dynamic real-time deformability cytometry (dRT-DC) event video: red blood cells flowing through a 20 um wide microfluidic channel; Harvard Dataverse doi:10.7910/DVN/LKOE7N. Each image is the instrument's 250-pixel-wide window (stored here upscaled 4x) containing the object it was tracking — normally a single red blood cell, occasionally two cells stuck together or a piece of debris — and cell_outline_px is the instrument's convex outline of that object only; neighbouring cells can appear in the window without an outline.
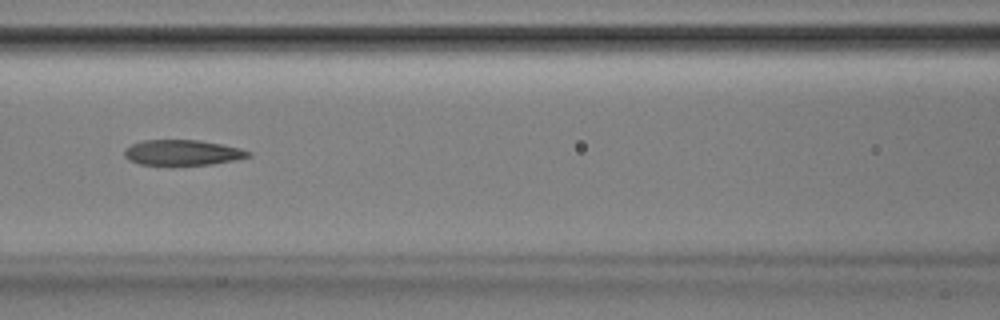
{"species": "Egyptian fruit bat (a non-hibernating species)", "species_latin": "Rousettus aegyptiacus", "temperature_condition": "room temperature", "stored_images_in_passage": 37, "camera_frame_rate_fps": 3000, "um_per_image_px": 0.085, "animal": {"sex": "male"}, "frame": {"image": 1, "passage_image": 11, "time_ms": 3.333, "image_size_px": [1000, 320], "cell_outline_px": [[252, 156], [212, 164], [140, 164], [128, 160], [124, 156], [124, 148], [140, 140], [200, 140], [240, 148], [252, 152]], "centroid_in_image_um": [15.48, 12.95], "position_along_channel_um": 151.1, "area_um2": 18.21}}
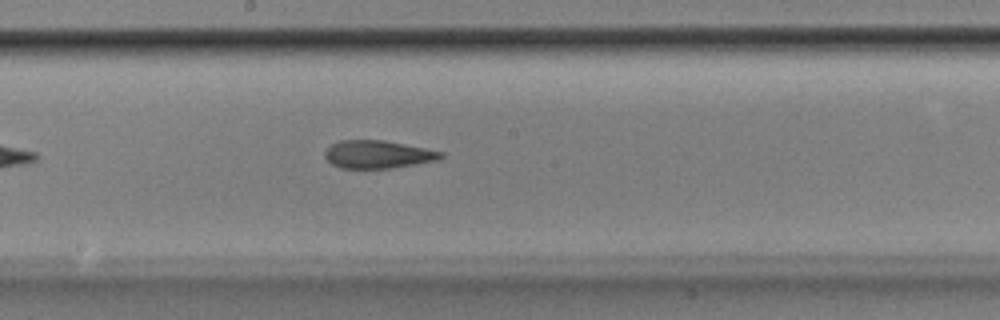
{"frame": {"image": 2, "passage_image": 16, "time_ms": 5.0, "image_size_px": [1000, 320], "cell_outline_px": [[444, 156], [440, 160], [392, 168], [340, 168], [332, 164], [324, 156], [324, 152], [332, 144], [340, 140], [384, 140], [444, 152]], "centroid_in_image_um": [32.13, 13.12], "position_along_channel_um": 216.1, "area_um2": 18.84}}
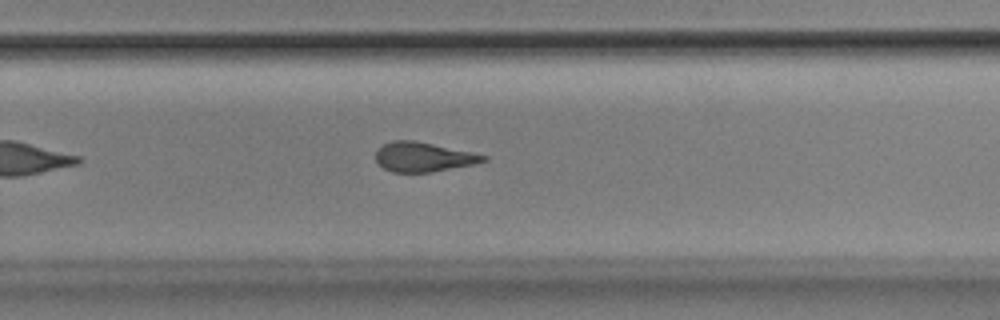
{"frame": {"image": 3, "passage_image": 22, "time_ms": 7.0, "image_size_px": [1000, 320], "cell_outline_px": [[488, 160], [476, 164], [432, 172], [392, 172], [384, 168], [376, 160], [376, 152], [384, 144], [392, 140], [416, 140], [472, 152], [488, 156]], "centroid_in_image_um": [36.02, 13.34], "position_along_channel_um": 293.8, "area_um2": 18.55}}